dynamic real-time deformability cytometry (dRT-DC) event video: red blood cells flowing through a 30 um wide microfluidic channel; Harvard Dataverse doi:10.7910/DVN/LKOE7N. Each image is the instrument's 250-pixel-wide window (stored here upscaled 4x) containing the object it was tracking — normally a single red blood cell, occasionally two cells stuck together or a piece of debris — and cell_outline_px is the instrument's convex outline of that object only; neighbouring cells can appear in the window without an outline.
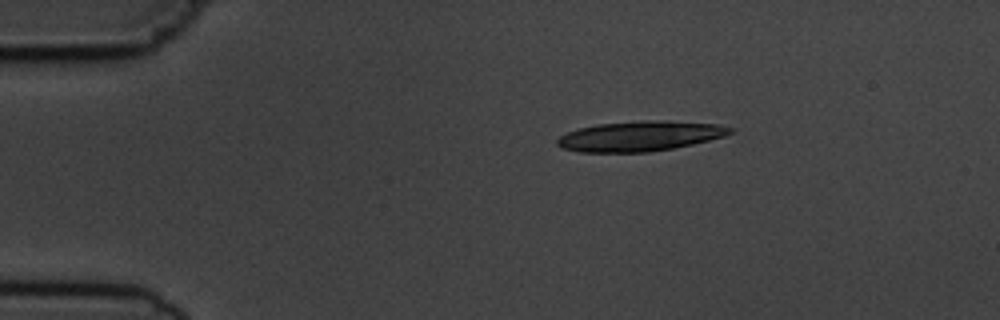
{"species": "common noctule bat (a hibernating species)", "species_latin": "Nyctalus noctula", "temperature_condition": "cold", "stored_images_in_passage": 3, "camera_frame_rate_fps": 3000, "um_per_image_px": 0.085, "animal": {"sex": "male", "body_mass_g": 19.5, "forearm_length_mm": 54.6}, "frame": {"image": 1, "passage_image": 1, "time_ms": 0.0, "image_size_px": [1000, 320], "cell_outline_px": [[736, 128], [732, 132], [724, 136], [692, 144], [672, 148], [648, 152], [580, 152], [560, 148], [556, 144], [556, 140], [560, 136], [568, 132], [580, 128], [596, 124], [648, 120], [664, 120], [716, 124]], "centroid_in_image_um": [54.38, 11.57], "position_along_channel_um": 30.6, "area_um2": 30.23}}